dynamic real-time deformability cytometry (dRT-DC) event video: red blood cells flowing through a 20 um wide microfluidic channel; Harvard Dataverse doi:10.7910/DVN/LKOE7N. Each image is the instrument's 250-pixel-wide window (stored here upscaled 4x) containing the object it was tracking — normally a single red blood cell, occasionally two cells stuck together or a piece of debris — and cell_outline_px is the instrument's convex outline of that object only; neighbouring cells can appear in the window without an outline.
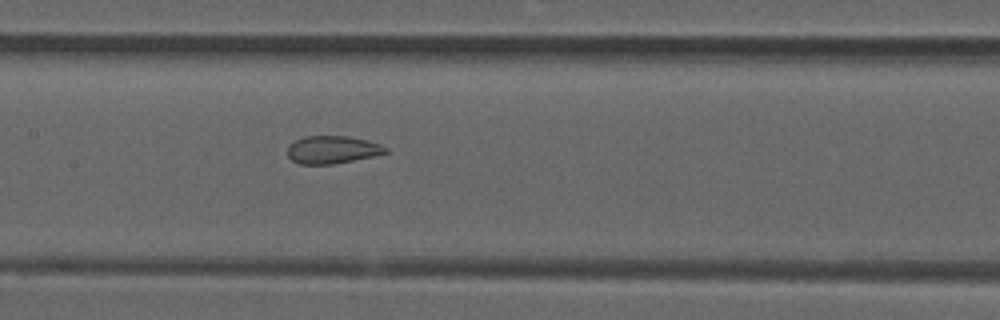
{"species": "common noctule bat (a hibernating species)", "species_latin": "Nyctalus noctula", "temperature_condition": "room temperature", "stored_images_in_passage": 49, "segment_of_instrument_passage": [2, 2], "camera_frame_rate_fps": 3000, "um_per_image_px": 0.085, "animal": {"sex": "male", "forearm_length_mm": 52.5}, "frame": {"image": 1, "passage_image": 25, "time_ms": 8.0, "image_size_px": [1000, 320], "cell_outline_px": [[388, 152], [372, 156], [332, 164], [300, 164], [292, 160], [288, 156], [288, 144], [304, 136], [348, 136], [368, 140], [380, 144], [388, 148]], "centroid_in_image_um": [28.24, 12.71], "position_along_channel_um": 179.2, "area_um2": 15.78}}
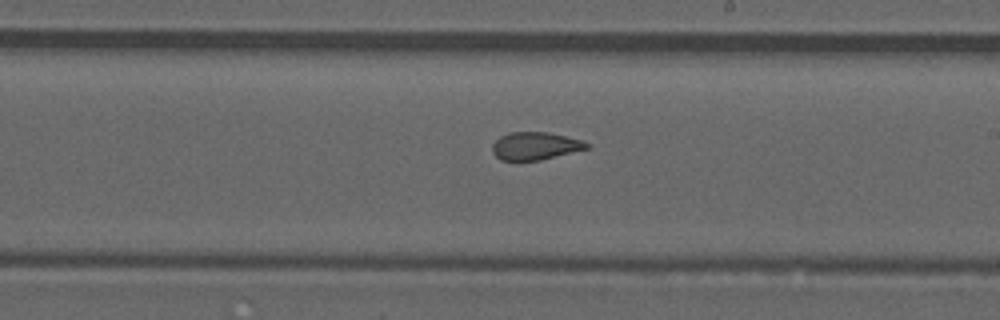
{"frame": {"image": 2, "passage_image": 30, "time_ms": 9.667, "image_size_px": [1000, 320], "cell_outline_px": [[592, 144], [588, 148], [540, 160], [500, 160], [492, 152], [492, 144], [500, 136], [508, 132], [548, 132], [584, 140]], "centroid_in_image_um": [45.5, 12.39], "position_along_channel_um": 243.5, "area_um2": 15.32}}
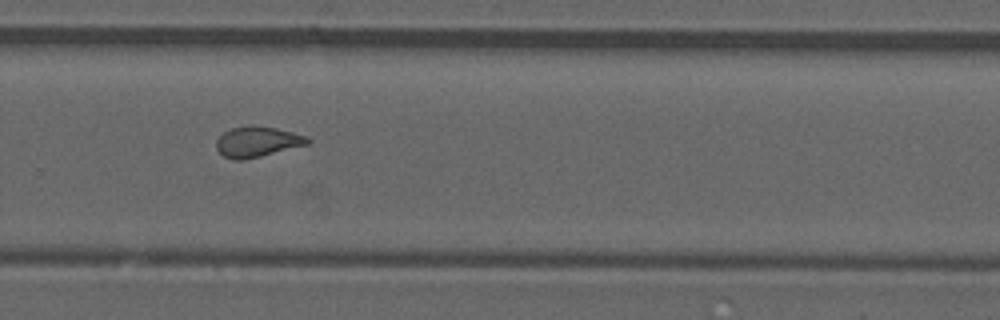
{"frame": {"image": 3, "passage_image": 35, "time_ms": 11.333, "image_size_px": [1000, 320], "cell_outline_px": [[312, 140], [308, 144], [244, 160], [236, 160], [224, 156], [216, 148], [216, 140], [224, 132], [232, 128], [276, 128], [308, 136]], "centroid_in_image_um": [21.89, 12.08], "position_along_channel_um": 307.9, "area_um2": 15.55}}